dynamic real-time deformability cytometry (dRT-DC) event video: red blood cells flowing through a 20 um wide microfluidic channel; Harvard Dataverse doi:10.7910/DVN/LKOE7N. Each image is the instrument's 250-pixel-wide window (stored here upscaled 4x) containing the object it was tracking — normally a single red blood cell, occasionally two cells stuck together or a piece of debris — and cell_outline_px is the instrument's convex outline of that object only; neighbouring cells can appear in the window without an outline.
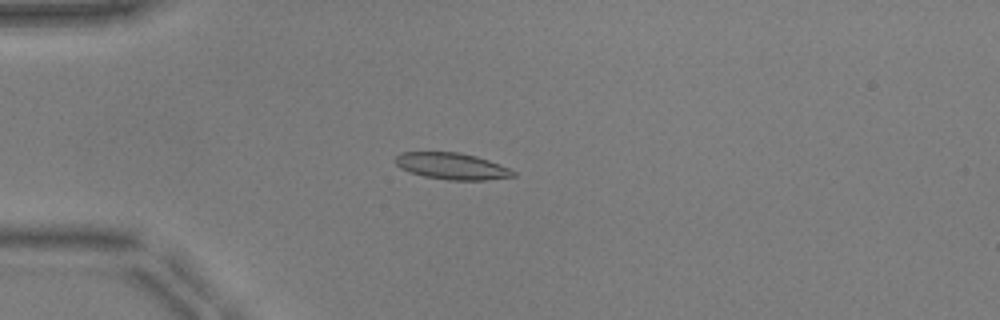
{"species": "common noctule bat (a hibernating species)", "species_latin": "Nyctalus noctula", "temperature_condition": "warm", "stored_images_in_passage": 53, "camera_frame_rate_fps": 3000, "um_per_image_px": 0.085, "animal": {"sex": "male", "body_mass_g": 17.9, "forearm_length_mm": 54.2}, "frame": {"image": 1, "passage_image": 15, "time_ms": 4.667, "image_size_px": [1000, 320], "cell_outline_px": [[516, 176], [484, 180], [448, 180], [424, 176], [400, 168], [396, 164], [396, 156], [400, 152], [460, 152], [476, 156], [500, 164], [516, 172]], "centroid_in_image_um": [38.42, 14.12], "position_along_channel_um": 46.6, "area_um2": 18.15}}
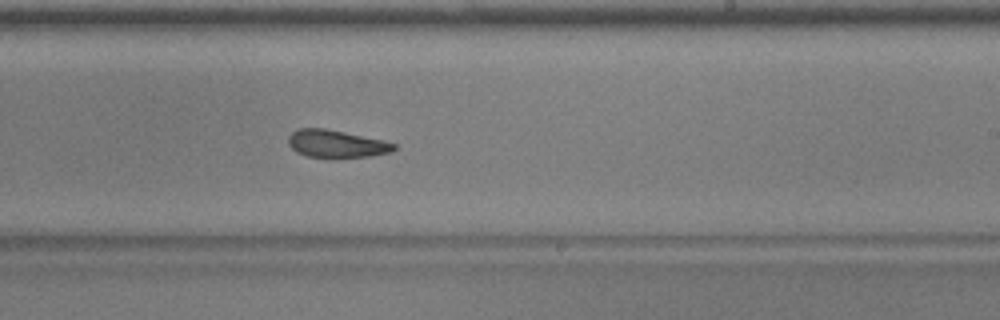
{"frame": {"image": 2, "passage_image": 33, "time_ms": 10.667, "image_size_px": [1000, 320], "cell_outline_px": [[396, 148], [392, 152], [368, 156], [328, 160], [308, 156], [296, 152], [288, 144], [288, 136], [296, 128], [324, 128], [384, 140], [396, 144]], "centroid_in_image_um": [28.57, 12.25], "position_along_channel_um": 260.4, "area_um2": 17.51}}
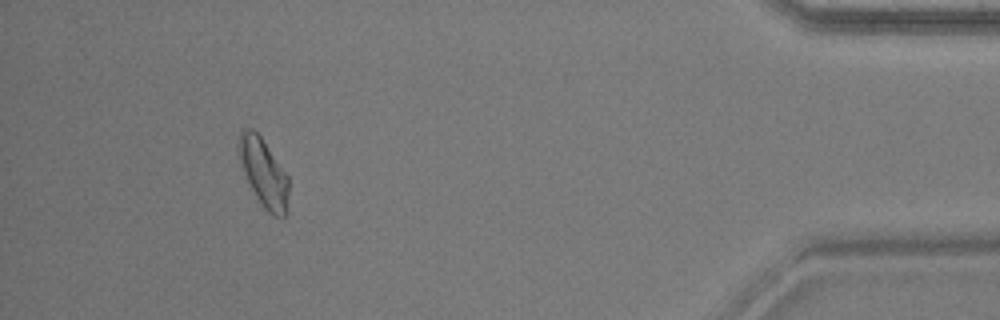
{"frame": {"image": 3, "passage_image": 49, "time_ms": 16.0, "image_size_px": [1000, 320], "cell_outline_px": [[288, 212], [284, 216], [272, 216], [260, 204], [240, 164], [236, 148], [236, 144], [240, 128], [252, 128], [260, 136], [288, 176]], "centroid_in_image_um": [22.37, 14.65], "position_along_channel_um": 412.8, "area_um2": 20.0}, "authors_computed_cell_mechanics": {"area_um2": 17.9758, "velocity_mm_per_s": 3.8931, "shape_relaxation_time_tau1_ms": 5.9767, "shape_relaxation_time_tau2_ms": 2.0685, "deformation_change_tau1": 0.1556, "deformation_change_tau2": 0.0897}}